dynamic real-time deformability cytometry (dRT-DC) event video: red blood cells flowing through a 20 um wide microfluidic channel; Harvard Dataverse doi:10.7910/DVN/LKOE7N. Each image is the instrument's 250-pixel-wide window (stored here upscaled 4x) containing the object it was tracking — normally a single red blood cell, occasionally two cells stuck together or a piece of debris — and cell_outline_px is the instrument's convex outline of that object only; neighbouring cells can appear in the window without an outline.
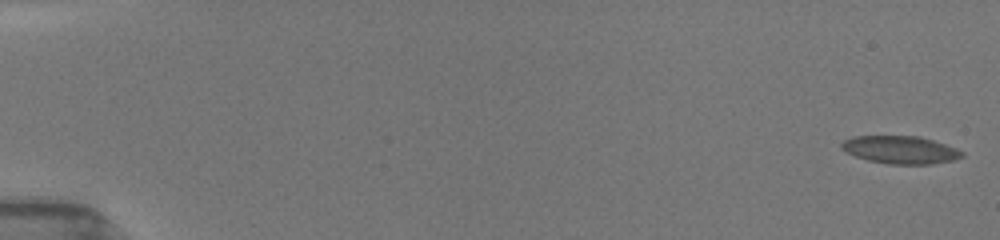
{"species": "common noctule bat (a hibernating species)", "species_latin": "Nyctalus noctula", "temperature_condition": "room temperature", "stored_images_in_passage": 30, "camera_frame_rate_fps": 3000, "um_per_image_px": 0.085, "animal": {"sex": "female", "body_mass_g": 19.5, "forearm_length_mm": 54.1}, "frame": {"image": 1, "passage_image": 1, "time_ms": 0.0, "image_size_px": [1000, 240], "cell_outline_px": [[964, 156], [952, 160], [932, 164], [888, 164], [868, 160], [856, 156], [840, 148], [840, 144], [844, 140], [852, 136], [920, 136], [956, 148], [964, 152]], "centroid_in_image_um": [76.53, 12.73], "position_along_channel_um": 8.5, "area_um2": 19.42}}
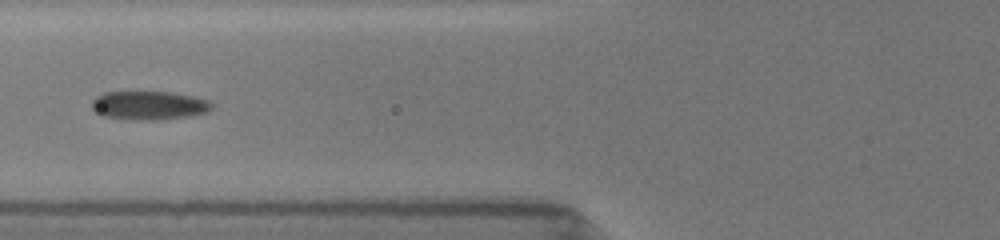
{"frame": {"image": 2, "passage_image": 27, "time_ms": 7.0, "image_size_px": [1000, 240], "cell_outline_px": [[212, 108], [208, 112], [188, 116], [160, 120], [132, 120], [104, 116], [96, 112], [92, 108], [92, 100], [96, 96], [104, 92], [136, 88], [172, 92], [192, 96], [208, 100], [212, 104]], "centroid_in_image_um": [12.61, 8.9], "position_along_channel_um": 113.2, "area_um2": 21.1}}
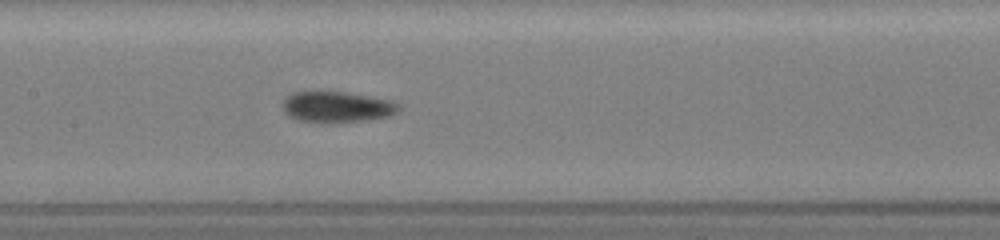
{"frame": {"image": 3, "passage_image": 30, "time_ms": 8.667, "image_size_px": [1000, 240], "cell_outline_px": [[400, 108], [396, 112], [388, 116], [364, 120], [336, 124], [320, 124], [296, 120], [288, 116], [284, 112], [284, 100], [292, 92], [348, 92], [392, 100], [400, 104]], "centroid_in_image_um": [28.63, 9.12], "position_along_channel_um": 178.8, "area_um2": 21.33}}